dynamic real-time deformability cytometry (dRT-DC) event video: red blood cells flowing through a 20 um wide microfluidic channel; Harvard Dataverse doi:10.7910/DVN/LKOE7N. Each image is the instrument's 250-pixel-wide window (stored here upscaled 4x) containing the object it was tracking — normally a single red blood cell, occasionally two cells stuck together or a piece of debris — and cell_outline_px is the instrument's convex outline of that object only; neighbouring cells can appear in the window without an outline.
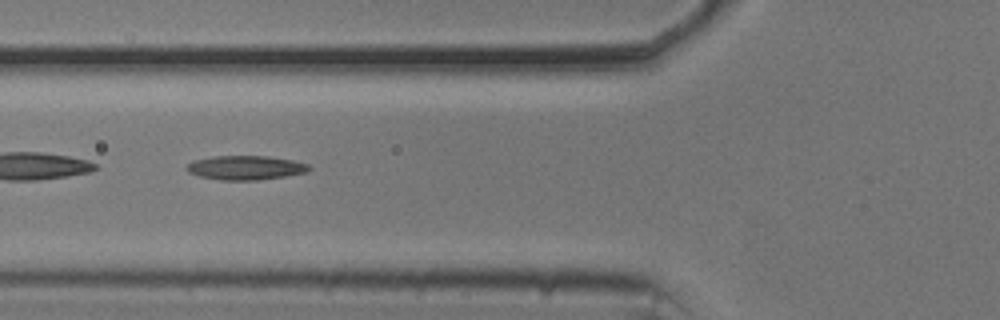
{"species": "common noctule bat (a hibernating species)", "species_latin": "Nyctalus noctula", "temperature_condition": "cold", "stored_images_in_passage": 49, "camera_frame_rate_fps": 3000, "um_per_image_px": 0.085, "animal": {"sex": "male", "body_mass_g": 20.5, "forearm_length_mm": 52.5}, "frame": {"image": 1, "passage_image": 15, "time_ms": 4.667, "image_size_px": [1000, 320], "cell_outline_px": [[312, 168], [308, 172], [260, 180], [220, 180], [200, 176], [188, 172], [184, 168], [192, 160], [212, 156], [268, 156], [292, 160], [308, 164]], "centroid_in_image_um": [20.86, 14.25], "position_along_channel_um": 104.9, "area_um2": 17.34}}
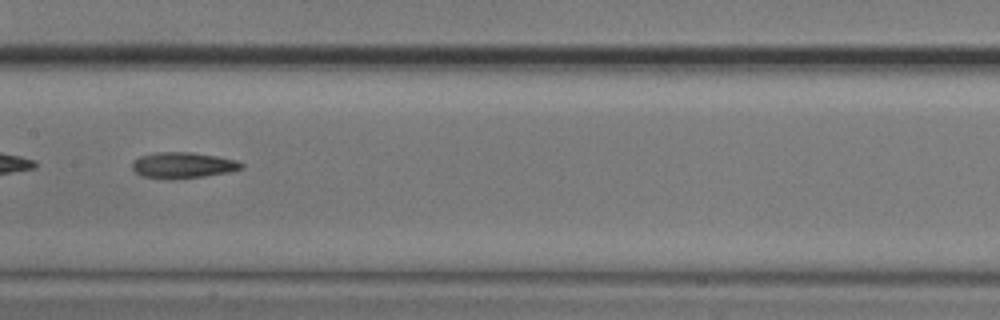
{"frame": {"image": 2, "passage_image": 22, "time_ms": 7.0, "image_size_px": [1000, 320], "cell_outline_px": [[244, 168], [228, 172], [204, 176], [172, 180], [144, 176], [136, 172], [132, 168], [132, 160], [140, 156], [156, 152], [192, 152], [216, 156], [236, 160], [244, 164]], "centroid_in_image_um": [15.54, 14.04], "position_along_channel_um": 191.9, "area_um2": 16.59}}
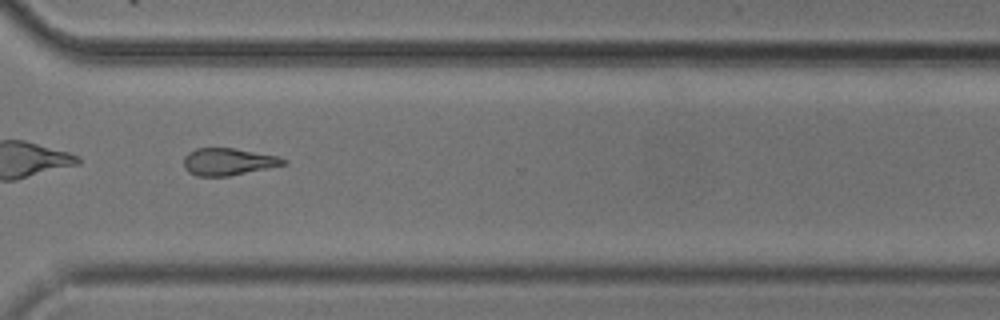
{"frame": {"image": 3, "passage_image": 35, "time_ms": 11.333, "image_size_px": [1000, 320], "cell_outline_px": [[288, 164], [228, 176], [196, 176], [188, 172], [184, 168], [184, 156], [188, 152], [196, 148], [236, 148], [276, 156], [288, 160]], "centroid_in_image_um": [19.38, 13.74], "position_along_channel_um": 351.2, "area_um2": 15.84}}